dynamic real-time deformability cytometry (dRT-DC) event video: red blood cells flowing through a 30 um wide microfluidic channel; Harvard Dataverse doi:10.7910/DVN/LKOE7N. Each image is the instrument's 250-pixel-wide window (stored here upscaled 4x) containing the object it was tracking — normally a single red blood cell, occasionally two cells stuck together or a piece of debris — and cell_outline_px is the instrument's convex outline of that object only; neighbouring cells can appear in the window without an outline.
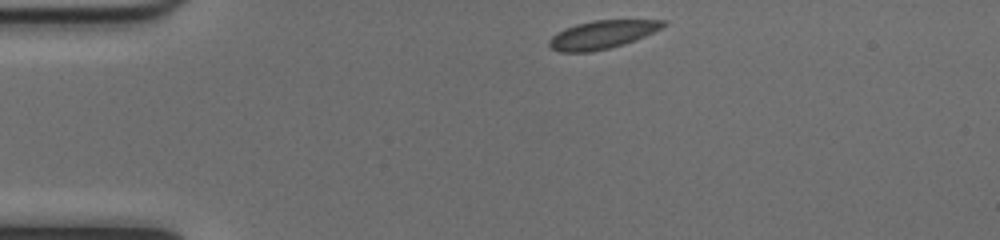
{"species": "common noctule bat (a hibernating species)", "species_latin": "Nyctalus noctula", "temperature_condition": "cold", "stored_images_in_passage": 42, "camera_frame_rate_fps": 3000, "um_per_image_px": 0.085, "animal": {"sex": "female", "body_mass_g": 17.0, "forearm_length_mm": 48.0}, "frame": {"image": 1, "passage_image": 1, "time_ms": 0.0, "image_size_px": [1000, 240], "cell_outline_px": [[668, 24], [644, 36], [624, 44], [608, 48], [588, 52], [560, 52], [552, 48], [548, 44], [548, 40], [552, 36], [564, 28], [576, 24], [592, 20], [668, 20]], "centroid_in_image_um": [51.16, 2.93], "position_along_channel_um": 33.8, "area_um2": 18.61}}
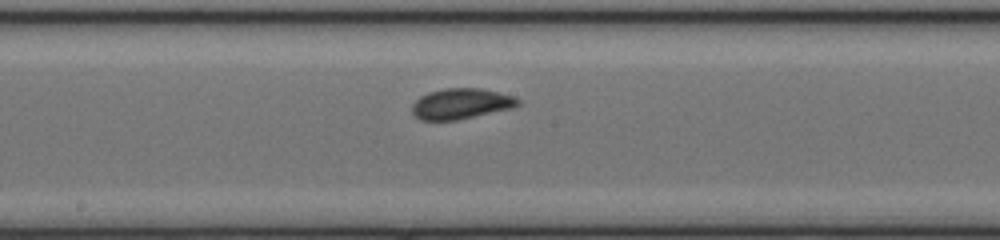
{"frame": {"image": 2, "passage_image": 18, "time_ms": 5.667, "image_size_px": [1000, 240], "cell_outline_px": [[520, 104], [512, 108], [456, 120], [420, 120], [412, 112], [412, 104], [420, 96], [428, 92], [444, 88], [480, 88], [512, 96], [520, 100]], "centroid_in_image_um": [39.16, 8.81], "position_along_channel_um": 209.0, "area_um2": 18.73}}
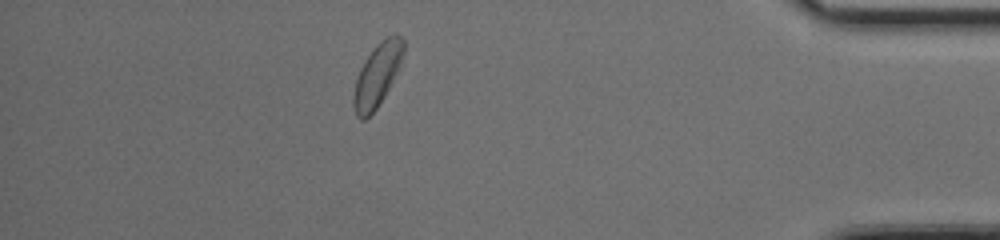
{"frame": {"image": 3, "passage_image": 36, "time_ms": 11.667, "image_size_px": [1000, 240], "cell_outline_px": [[404, 52], [396, 72], [384, 96], [376, 108], [364, 120], [360, 120], [356, 116], [352, 104], [352, 96], [356, 80], [360, 68], [364, 60], [372, 48], [380, 40], [396, 32], [404, 40]], "centroid_in_image_um": [32.03, 6.35], "position_along_channel_um": 403.2, "area_um2": 18.26}, "authors_computed_cell_mechanics": {"area_um2": 18.785, "velocity_mm_per_s": 3.9779, "shape_relaxation_time_tau1_ms": 3.6746, "shape_relaxation_time_tau2_ms": null, "deformation_change_tau1": 0.0982, "deformation_change_tau2": null}}